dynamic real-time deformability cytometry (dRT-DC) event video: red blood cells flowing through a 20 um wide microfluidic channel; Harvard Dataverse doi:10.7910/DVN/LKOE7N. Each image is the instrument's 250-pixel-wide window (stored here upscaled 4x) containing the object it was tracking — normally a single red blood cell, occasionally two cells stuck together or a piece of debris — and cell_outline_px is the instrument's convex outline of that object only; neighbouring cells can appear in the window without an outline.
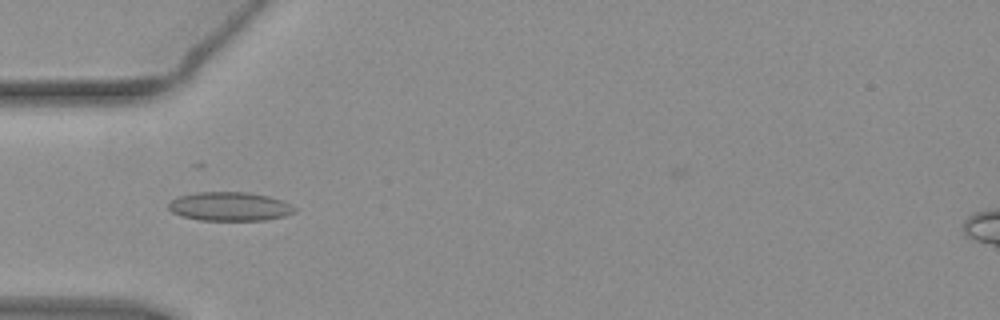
{"species": "common noctule bat (a hibernating species)", "species_latin": "Nyctalus noctula", "temperature_condition": "warm", "stored_images_in_passage": 7, "camera_frame_rate_fps": 3000, "um_per_image_px": 0.085, "animal": {"sex": "female", "body_mass_g": 19.3, "forearm_length_mm": 54.1}, "frame": {"image": 1, "passage_image": 1, "time_ms": 0.0, "image_size_px": [1000, 320], "cell_outline_px": [[296, 212], [284, 216], [264, 220], [200, 220], [180, 216], [172, 212], [168, 208], [168, 204], [172, 200], [180, 196], [196, 192], [248, 192], [268, 196], [284, 200], [292, 204], [296, 208]], "centroid_in_image_um": [19.55, 17.55], "position_along_channel_um": 65.4, "area_um2": 21.33}}
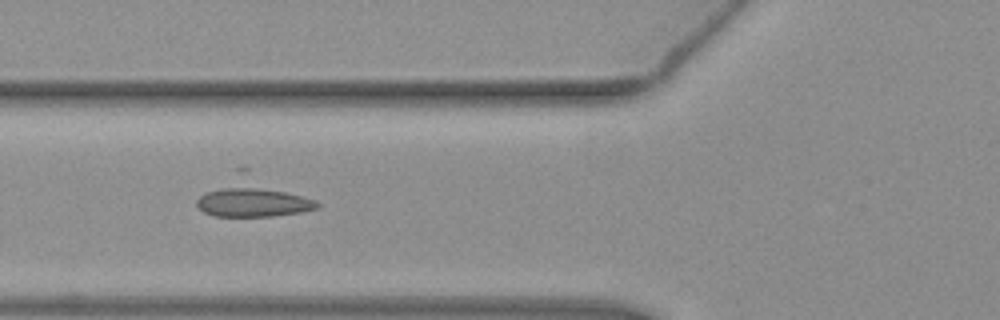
{"frame": {"image": 2, "passage_image": 4, "time_ms": 1.0, "image_size_px": [1000, 320], "cell_outline_px": [[320, 208], [304, 212], [272, 216], [212, 216], [204, 212], [196, 204], [196, 200], [204, 192], [236, 184], [244, 184], [284, 192], [316, 200], [320, 204]], "centroid_in_image_um": [21.49, 17.17], "position_along_channel_um": 104.3, "area_um2": 20.87}}